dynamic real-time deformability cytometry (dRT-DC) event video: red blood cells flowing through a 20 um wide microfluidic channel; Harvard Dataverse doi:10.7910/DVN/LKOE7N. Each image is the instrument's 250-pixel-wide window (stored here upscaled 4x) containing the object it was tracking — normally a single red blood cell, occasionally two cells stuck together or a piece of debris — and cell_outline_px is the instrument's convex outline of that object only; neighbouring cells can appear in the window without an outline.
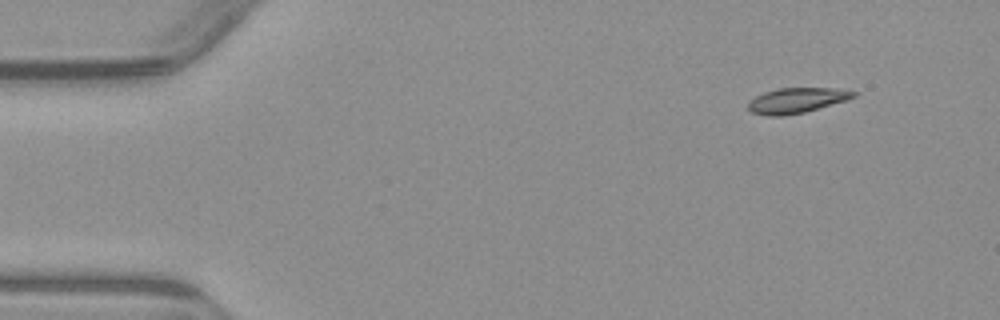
{"species": "common noctule bat (a hibernating species)", "species_latin": "Nyctalus noctula", "temperature_condition": "warm", "stored_images_in_passage": 2, "camera_frame_rate_fps": 3000, "um_per_image_px": 0.085, "animal": {"sex": "male", "body_mass_g": 23.1, "forearm_length_mm": 52.7}, "frame": {"image": 1, "passage_image": 2, "time_ms": 1.667, "image_size_px": [1000, 320], "cell_outline_px": [[856, 96], [848, 100], [804, 112], [784, 116], [768, 116], [752, 112], [748, 108], [748, 100], [764, 92], [776, 88], [836, 88], [856, 92]], "centroid_in_image_um": [67.7, 8.53], "position_along_channel_um": 17.3, "area_um2": 15.55}}